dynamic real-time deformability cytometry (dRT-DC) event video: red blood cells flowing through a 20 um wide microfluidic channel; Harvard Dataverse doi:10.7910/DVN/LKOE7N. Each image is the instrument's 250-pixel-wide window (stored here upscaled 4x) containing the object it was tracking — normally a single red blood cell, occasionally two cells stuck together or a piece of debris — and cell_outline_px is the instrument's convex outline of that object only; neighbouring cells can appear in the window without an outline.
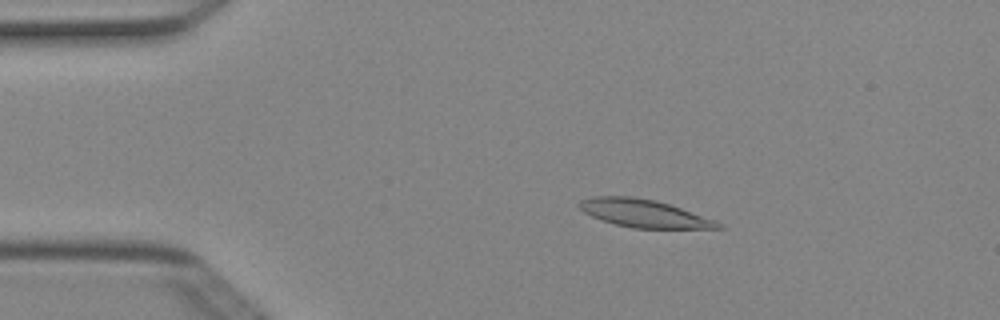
{"species": "Egyptian fruit bat (a non-hibernating species)", "species_latin": "Rousettus aegyptiacus", "temperature_condition": "cold", "stored_images_in_passage": 49, "camera_frame_rate_fps": 3000, "um_per_image_px": 0.085, "animal": {"sex": "female"}, "frame": {"image": 1, "passage_image": 8, "time_ms": 2.333, "image_size_px": [1000, 320], "cell_outline_px": [[724, 228], [632, 228], [616, 224], [592, 216], [584, 212], [576, 204], [580, 200], [592, 196], [632, 196], [656, 200], [716, 220], [724, 224]], "centroid_in_image_um": [54.73, 18.13], "position_along_channel_um": 30.3, "area_um2": 22.37}}
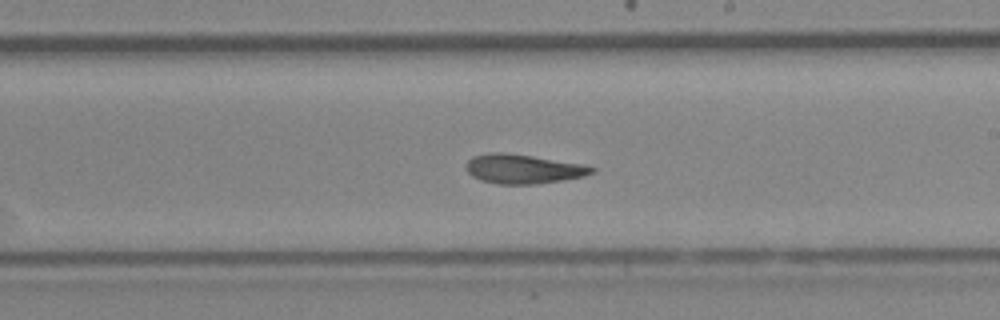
{"frame": {"image": 2, "passage_image": 28, "time_ms": 9.0, "image_size_px": [1000, 320], "cell_outline_px": [[596, 172], [584, 176], [536, 184], [496, 184], [480, 180], [472, 176], [468, 172], [468, 160], [472, 156], [488, 152], [504, 152], [532, 156], [584, 164], [596, 168]], "centroid_in_image_um": [44.48, 14.35], "position_along_channel_um": 244.5, "area_um2": 21.44}}
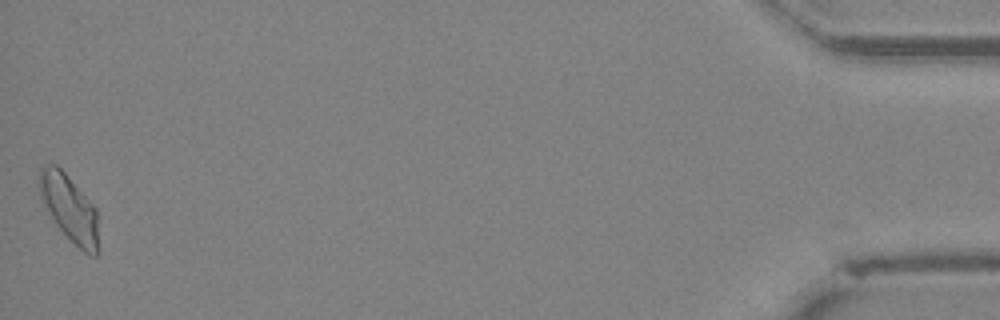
{"frame": {"image": 3, "passage_image": 49, "time_ms": 16.0, "image_size_px": [1000, 320], "cell_outline_px": [[100, 252], [96, 256], [92, 256], [84, 252], [56, 224], [48, 212], [40, 196], [36, 180], [40, 168], [44, 164], [56, 164], [64, 172], [96, 208]], "centroid_in_image_um": [5.89, 17.68], "position_along_channel_um": 429.3, "area_um2": 23.06}, "authors_computed_cell_mechanics": {"area_um2": 21.675, "velocity_mm_per_s": 3.9907, "shape_relaxation_time_tau1_ms": 5.0065, "shape_relaxation_time_tau2_ms": 5.1015, "deformation_change_tau1": 0.1596, "deformation_change_tau2": 0.1135}}